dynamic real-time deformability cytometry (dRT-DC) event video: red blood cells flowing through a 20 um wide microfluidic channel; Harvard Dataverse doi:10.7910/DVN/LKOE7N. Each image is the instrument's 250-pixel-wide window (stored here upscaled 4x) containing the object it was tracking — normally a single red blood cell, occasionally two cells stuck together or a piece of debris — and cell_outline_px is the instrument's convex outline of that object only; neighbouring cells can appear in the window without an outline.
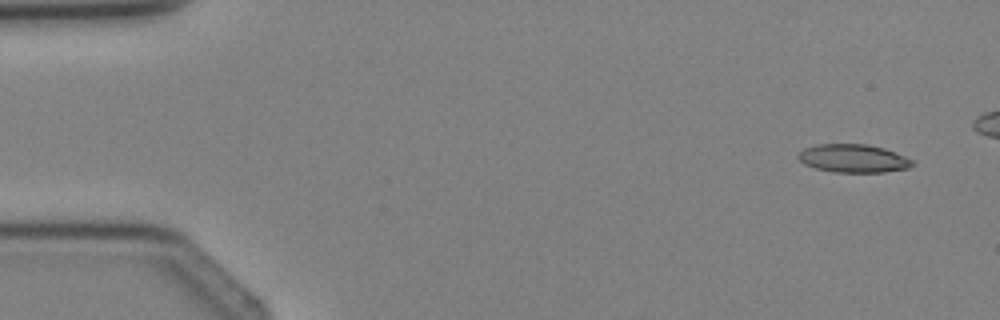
{"species": "Egyptian fruit bat (a non-hibernating species)", "species_latin": "Rousettus aegyptiacus", "temperature_condition": "cold", "stored_images_in_passage": 4, "segment_of_instrument_passage": [2, 2], "camera_frame_rate_fps": 3000, "um_per_image_px": 0.085, "animal": {"sex": "female"}, "frame": {"image": 1, "passage_image": 4, "time_ms": 3.667, "image_size_px": [1000, 320], "cell_outline_px": [[916, 164], [908, 168], [884, 172], [832, 172], [816, 168], [804, 164], [796, 156], [804, 148], [816, 144], [868, 144], [884, 148], [904, 156], [912, 160]], "centroid_in_image_um": [72.52, 13.46], "position_along_channel_um": 12.5, "area_um2": 18.79}}